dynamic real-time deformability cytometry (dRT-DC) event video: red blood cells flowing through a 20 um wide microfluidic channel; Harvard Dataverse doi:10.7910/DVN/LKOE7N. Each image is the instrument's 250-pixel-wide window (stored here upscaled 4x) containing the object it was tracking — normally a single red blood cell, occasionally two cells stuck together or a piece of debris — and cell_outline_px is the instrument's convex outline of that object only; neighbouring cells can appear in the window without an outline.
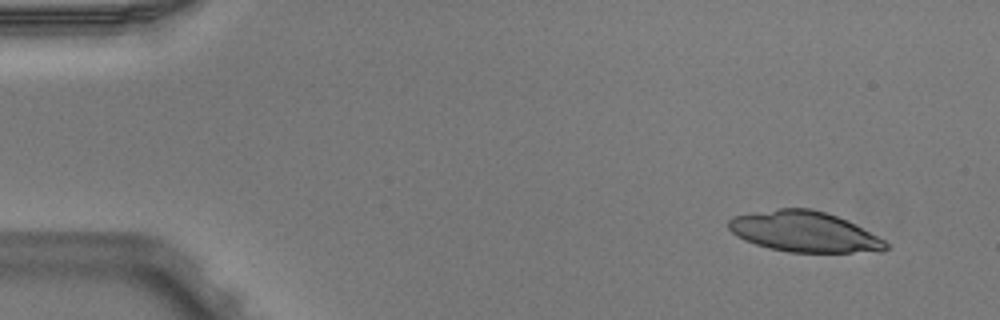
{"species": "Egyptian fruit bat (a non-hibernating species)", "species_latin": "Rousettus aegyptiacus", "temperature_condition": "warm", "stored_images_in_passage": 3, "camera_frame_rate_fps": 3000, "um_per_image_px": 0.085, "animal": {"sex": "male"}, "frame": {"image": 1, "passage_image": 1, "time_ms": 0.0, "image_size_px": [1000, 320], "cell_outline_px": [[888, 248], [884, 252], [788, 252], [768, 248], [744, 240], [736, 236], [728, 228], [728, 220], [732, 216], [780, 208], [812, 208], [848, 220], [884, 240], [888, 244]], "centroid_in_image_um": [68.36, 19.7], "position_along_channel_um": 16.6, "area_um2": 37.22}}